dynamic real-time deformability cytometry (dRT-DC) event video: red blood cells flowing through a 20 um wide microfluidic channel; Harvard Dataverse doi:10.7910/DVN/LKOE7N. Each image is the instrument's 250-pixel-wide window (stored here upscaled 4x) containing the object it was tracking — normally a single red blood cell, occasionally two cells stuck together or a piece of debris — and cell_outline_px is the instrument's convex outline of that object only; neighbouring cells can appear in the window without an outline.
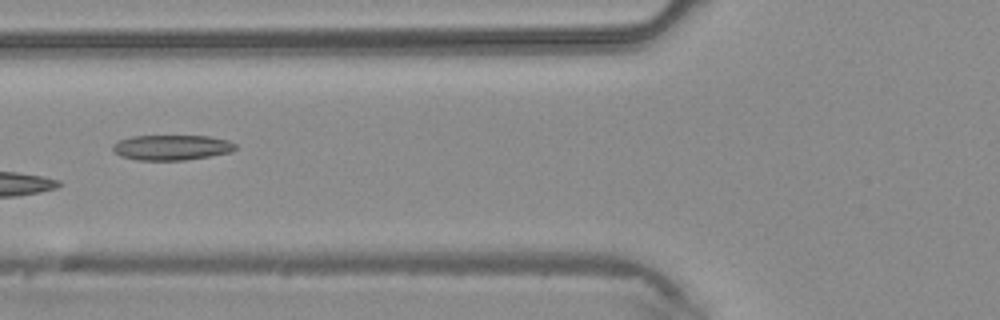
{"species": "common noctule bat (a hibernating species)", "species_latin": "Nyctalus noctula", "temperature_condition": "warm", "stored_images_in_passage": 4, "camera_frame_rate_fps": 3000, "um_per_image_px": 0.085, "animal": {"sex": "male", "body_mass_g": 20.4}, "frame": {"image": 1, "passage_image": 3, "time_ms": 0.667, "image_size_px": [1000, 320], "cell_outline_px": [[236, 148], [232, 152], [184, 160], [136, 160], [120, 156], [112, 152], [112, 144], [120, 140], [132, 136], [208, 136], [228, 140], [236, 144]], "centroid_in_image_um": [14.56, 12.54], "position_along_channel_um": 111.2, "area_um2": 18.09}}
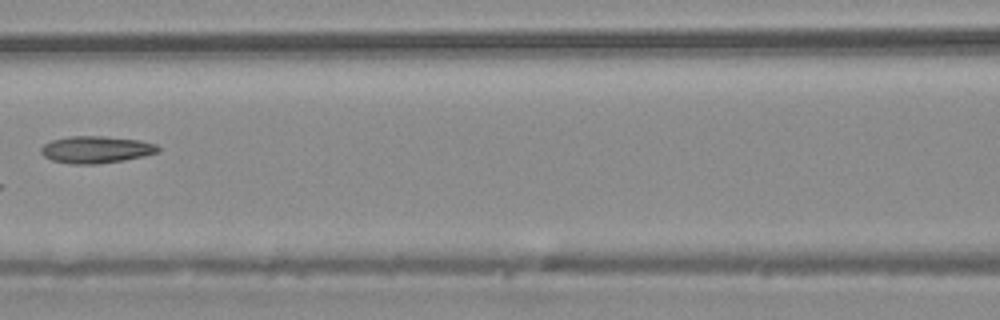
{"frame": {"image": 2, "passage_image": 4, "time_ms": 1.0, "image_size_px": [1000, 320], "cell_outline_px": [[160, 152], [144, 156], [124, 160], [96, 164], [72, 164], [52, 160], [44, 156], [40, 152], [40, 148], [44, 144], [52, 140], [72, 136], [104, 136], [140, 140], [156, 144], [160, 148]], "centroid_in_image_um": [8.19, 12.71], "position_along_channel_um": 158.4, "area_um2": 18.5}}